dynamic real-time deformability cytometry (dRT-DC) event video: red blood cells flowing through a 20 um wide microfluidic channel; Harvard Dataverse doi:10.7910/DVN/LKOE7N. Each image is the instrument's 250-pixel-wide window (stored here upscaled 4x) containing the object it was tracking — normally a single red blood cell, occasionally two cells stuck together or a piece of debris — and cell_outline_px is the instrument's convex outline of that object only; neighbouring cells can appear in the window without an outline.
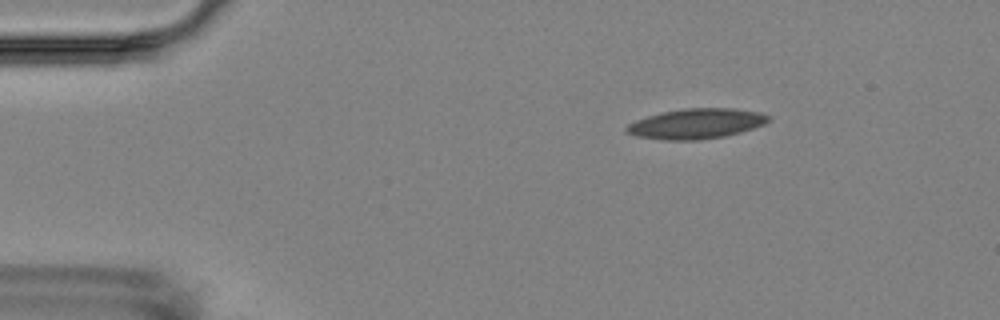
{"species": "Egyptian fruit bat (a non-hibernating species)", "species_latin": "Rousettus aegyptiacus", "temperature_condition": "room temperature", "stored_images_in_passage": 4, "camera_frame_rate_fps": 3000, "um_per_image_px": 0.085, "animal": {"sex": "female"}, "frame": {"image": 1, "passage_image": 1, "time_ms": 0.0, "image_size_px": [1000, 320], "cell_outline_px": [[772, 116], [764, 124], [740, 132], [724, 136], [700, 140], [664, 140], [636, 136], [624, 132], [624, 128], [628, 124], [636, 120], [648, 116], [664, 112], [684, 108], [732, 108], [760, 112]], "centroid_in_image_um": [59.16, 10.51], "position_along_channel_um": 25.8, "area_um2": 24.91}}
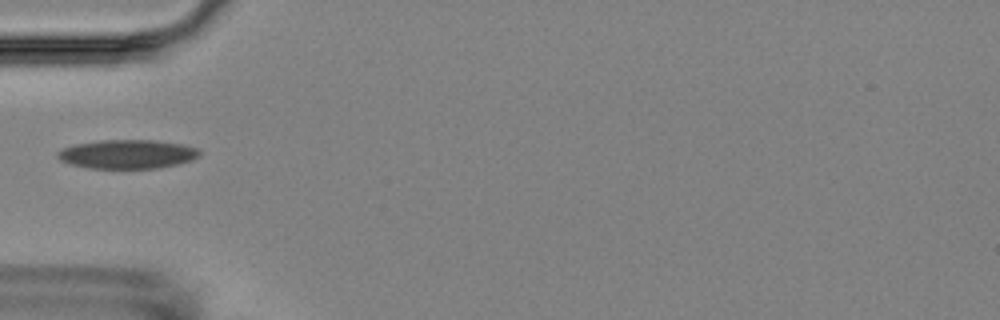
{"frame": {"image": 2, "passage_image": 4, "time_ms": 3.333, "image_size_px": [1000, 320], "cell_outline_px": [[200, 156], [192, 160], [176, 164], [156, 168], [88, 168], [72, 164], [60, 160], [56, 156], [56, 152], [64, 148], [76, 144], [100, 140], [156, 140], [184, 144], [200, 148]], "centroid_in_image_um": [10.86, 13.09], "position_along_channel_um": 74.1, "area_um2": 23.99}}